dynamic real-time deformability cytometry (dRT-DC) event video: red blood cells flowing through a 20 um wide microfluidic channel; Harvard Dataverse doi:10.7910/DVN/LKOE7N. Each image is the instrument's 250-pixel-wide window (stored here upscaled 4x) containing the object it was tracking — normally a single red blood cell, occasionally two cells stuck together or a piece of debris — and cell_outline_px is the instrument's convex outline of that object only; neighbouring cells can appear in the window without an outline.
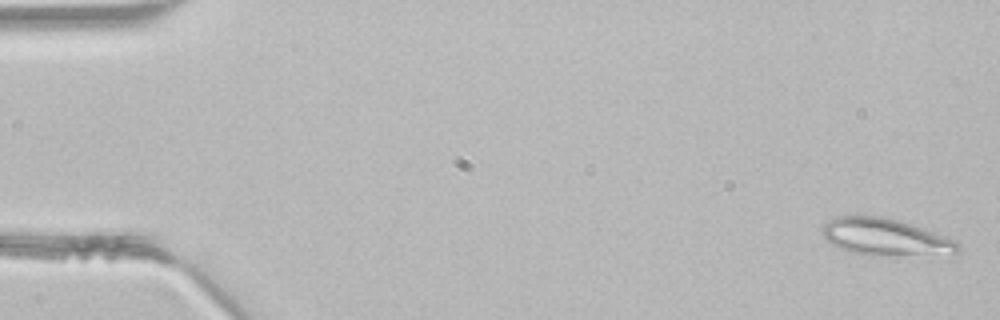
{"species": "common noctule bat (a hibernating species)", "species_latin": "Nyctalus noctula", "temperature_condition": "room temperature", "stored_images_in_passage": 45, "camera_frame_rate_fps": 3000, "um_per_image_px": 0.085, "animal": {"sex": "male", "body_mass_g": 21.5, "forearm_length_mm": 52.0}, "frame": {"image": 1, "passage_image": 1, "time_ms": 0.0, "image_size_px": [1000, 320], "cell_outline_px": [[960, 252], [884, 256], [872, 256], [852, 252], [840, 248], [828, 240], [820, 232], [824, 224], [828, 220], [836, 216], [880, 216], [912, 224], [936, 232], [956, 240], [960, 248]], "centroid_in_image_um": [75.23, 20.14], "position_along_channel_um": 9.8, "area_um2": 29.02}}
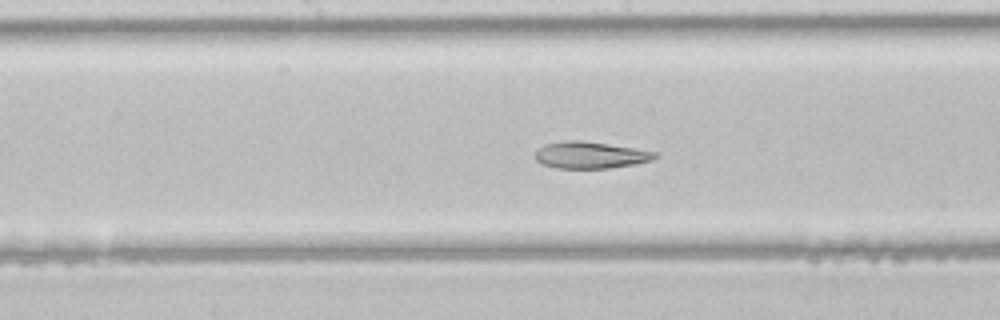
{"frame": {"image": 2, "passage_image": 23, "time_ms": 7.333, "image_size_px": [1000, 320], "cell_outline_px": [[660, 156], [652, 160], [636, 164], [608, 168], [556, 168], [544, 164], [536, 160], [536, 148], [544, 144], [568, 140], [580, 140], [632, 148], [656, 152]], "centroid_in_image_um": [50.17, 13.18], "position_along_channel_um": 198.0, "area_um2": 18.55}}
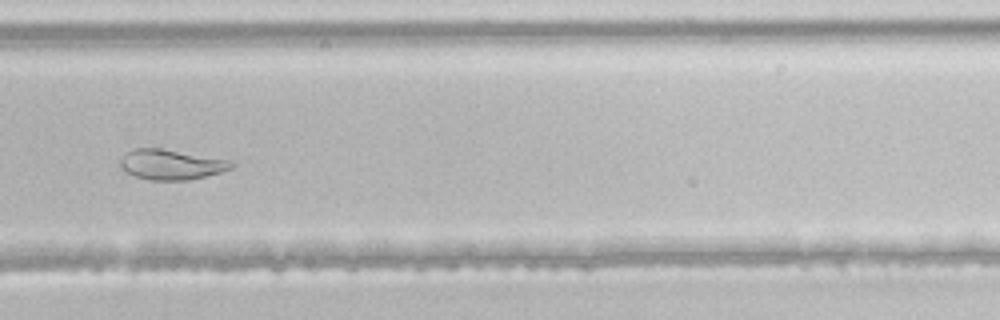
{"frame": {"image": 3, "passage_image": 31, "time_ms": 10.0, "image_size_px": [1000, 320], "cell_outline_px": [[236, 164], [232, 168], [220, 172], [188, 180], [148, 180], [136, 176], [120, 168], [120, 160], [132, 148], [160, 148], [232, 160]], "centroid_in_image_um": [14.57, 13.98], "position_along_channel_um": 315.2, "area_um2": 19.48}}